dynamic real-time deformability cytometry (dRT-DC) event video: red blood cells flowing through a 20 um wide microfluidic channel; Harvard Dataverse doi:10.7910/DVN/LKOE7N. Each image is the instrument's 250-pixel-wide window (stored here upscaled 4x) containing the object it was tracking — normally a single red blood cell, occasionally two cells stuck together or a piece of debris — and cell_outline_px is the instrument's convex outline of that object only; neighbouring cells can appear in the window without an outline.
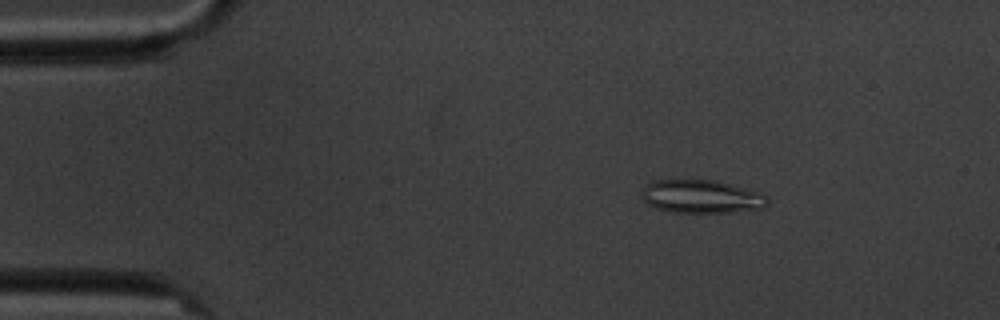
{"species": "common noctule bat (a hibernating species)", "species_latin": "Nyctalus noctula", "temperature_condition": "cold", "stored_images_in_passage": 15, "camera_frame_rate_fps": 3000, "um_per_image_px": 0.085, "animal": {"sex": "male", "body_mass_g": 20.1, "forearm_length_mm": 53.5}, "frame": {"image": 1, "passage_image": 3, "time_ms": 2.333, "image_size_px": [1000, 320], "cell_outline_px": [[768, 204], [764, 208], [728, 212], [672, 212], [656, 208], [648, 204], [644, 200], [644, 188], [648, 184], [656, 180], [716, 180], [760, 192], [768, 196]], "centroid_in_image_um": [59.68, 16.71], "position_along_channel_um": 25.3, "area_um2": 24.1}}
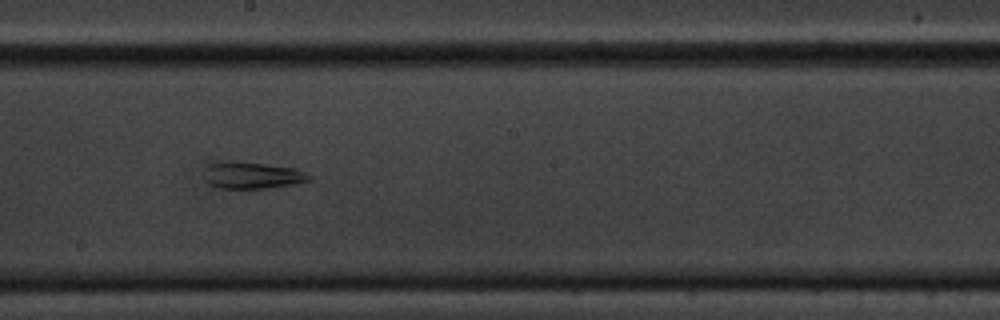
{"frame": {"image": 2, "passage_image": 9, "time_ms": 10.0, "image_size_px": [1000, 320], "cell_outline_px": [[312, 176], [308, 180], [292, 184], [268, 188], [216, 188], [208, 184], [204, 180], [208, 164], [228, 160], [232, 160], [296, 168]], "centroid_in_image_um": [21.39, 14.89], "position_along_channel_um": 226.8, "area_um2": 16.36}}
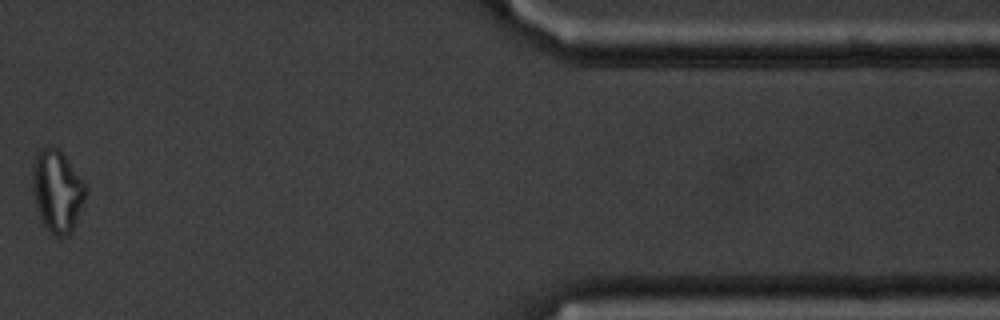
{"frame": {"image": 3, "passage_image": 14, "time_ms": 16.667, "image_size_px": [1000, 320], "cell_outline_px": [[88, 188], [84, 200], [72, 232], [68, 236], [56, 236], [44, 224], [36, 208], [32, 188], [32, 164], [36, 156], [44, 148], [52, 144], [64, 156], [84, 180]], "centroid_in_image_um": [4.87, 16.23], "position_along_channel_um": 406.5, "area_um2": 25.26}, "authors_computed_cell_mechanics": {"area_um2": 23.5246, "velocity_mm_per_s": 3.4326, "shape_relaxation_time_tau1_ms": null, "shape_relaxation_time_tau2_ms": 1.9932, "deformation_change_tau1": null, "deformation_change_tau2": 0.074}}